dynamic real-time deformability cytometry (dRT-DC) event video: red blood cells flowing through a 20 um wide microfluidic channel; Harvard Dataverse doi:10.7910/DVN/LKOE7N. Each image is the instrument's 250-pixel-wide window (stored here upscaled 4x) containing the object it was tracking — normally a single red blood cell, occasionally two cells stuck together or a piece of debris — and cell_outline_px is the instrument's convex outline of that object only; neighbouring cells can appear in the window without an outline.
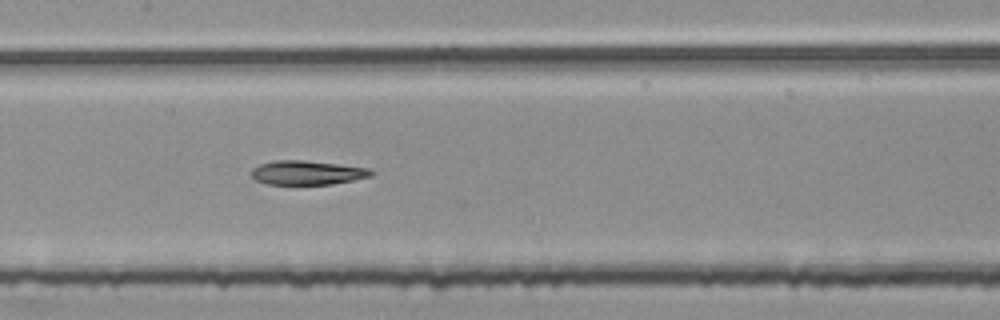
{"species": "common noctule bat (a hibernating species)", "species_latin": "Nyctalus noctula", "temperature_condition": "room temperature", "stored_images_in_passage": 52, "segment_of_instrument_passage": [2, 2], "camera_frame_rate_fps": 3000, "um_per_image_px": 0.085, "animal": {"sex": "female", "body_mass_g": 25.1}, "frame": {"image": 1, "passage_image": 24, "time_ms": 7.667, "image_size_px": [1000, 320], "cell_outline_px": [[376, 172], [372, 176], [332, 184], [268, 184], [256, 180], [252, 176], [252, 168], [260, 164], [272, 160], [304, 160], [368, 168]], "centroid_in_image_um": [26.11, 14.67], "position_along_channel_um": 181.3, "area_um2": 16.76}}
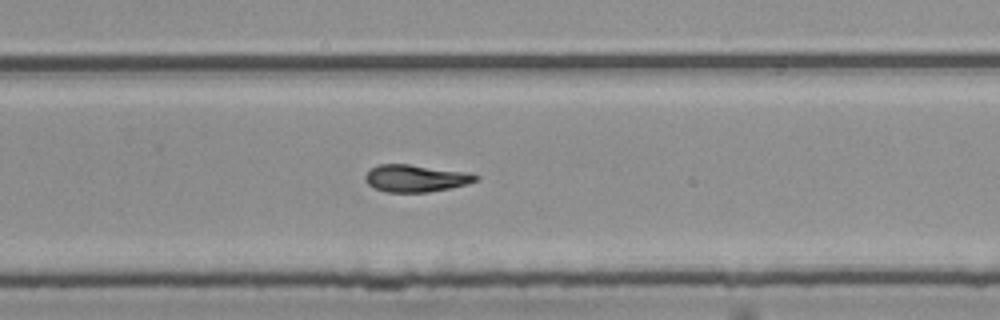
{"frame": {"image": 2, "passage_image": 33, "time_ms": 10.667, "image_size_px": [1000, 320], "cell_outline_px": [[480, 176], [476, 180], [468, 184], [428, 192], [388, 192], [372, 188], [364, 180], [364, 176], [372, 168], [380, 164], [408, 164], [472, 172]], "centroid_in_image_um": [35.35, 15.15], "position_along_channel_um": 294.4, "area_um2": 17.63}}
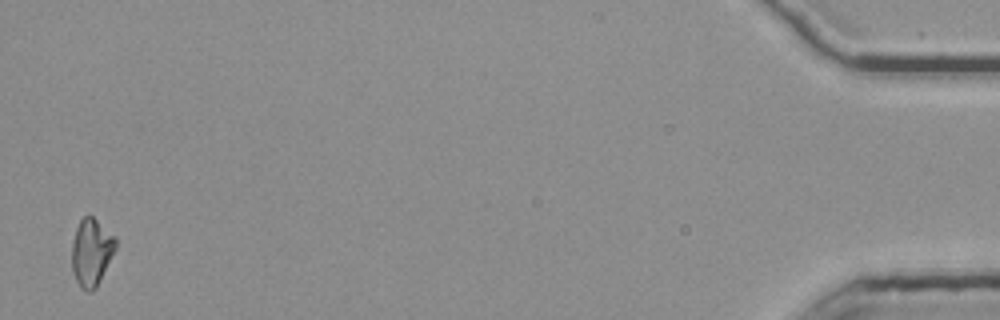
{"frame": {"image": 3, "passage_image": 51, "time_ms": 16.667, "image_size_px": [1000, 320], "cell_outline_px": [[116, 248], [96, 288], [88, 292], [80, 288], [72, 272], [72, 240], [76, 228], [80, 220], [88, 212], [116, 236]], "centroid_in_image_um": [7.76, 21.4], "position_along_channel_um": 427.4, "area_um2": 17.4}}